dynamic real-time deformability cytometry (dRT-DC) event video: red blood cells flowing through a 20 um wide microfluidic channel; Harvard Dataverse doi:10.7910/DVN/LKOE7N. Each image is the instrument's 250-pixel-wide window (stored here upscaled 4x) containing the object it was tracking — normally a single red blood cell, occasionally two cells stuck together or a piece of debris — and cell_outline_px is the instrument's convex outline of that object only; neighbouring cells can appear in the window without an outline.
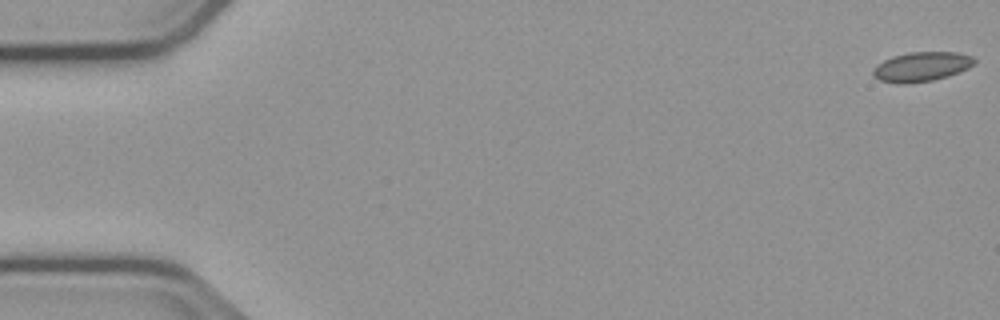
{"species": "common noctule bat (a hibernating species)", "species_latin": "Nyctalus noctula", "temperature_condition": "cold", "stored_images_in_passage": 55, "camera_frame_rate_fps": 3000, "um_per_image_px": 0.085, "animal": {"sex": "male", "body_mass_g": 23.1, "forearm_length_mm": 52.7}, "frame": {"image": 1, "passage_image": 1, "time_ms": 0.0, "image_size_px": [1000, 320], "cell_outline_px": [[976, 60], [968, 68], [948, 76], [932, 80], [904, 84], [880, 80], [872, 76], [872, 68], [876, 64], [892, 56], [908, 52], [956, 52], [972, 56]], "centroid_in_image_um": [78.28, 5.66], "position_along_channel_um": 6.7, "area_um2": 17.4}}
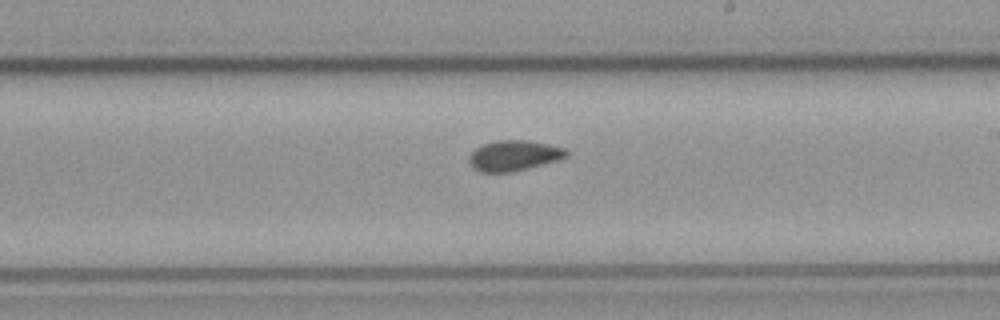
{"frame": {"image": 2, "passage_image": 32, "time_ms": 10.333, "image_size_px": [1000, 320], "cell_outline_px": [[568, 156], [556, 160], [508, 172], [480, 172], [472, 168], [468, 160], [472, 152], [476, 148], [484, 144], [496, 140], [528, 140], [548, 144], [564, 148], [568, 152]], "centroid_in_image_um": [43.64, 13.21], "position_along_channel_um": 245.4, "area_um2": 16.94}}
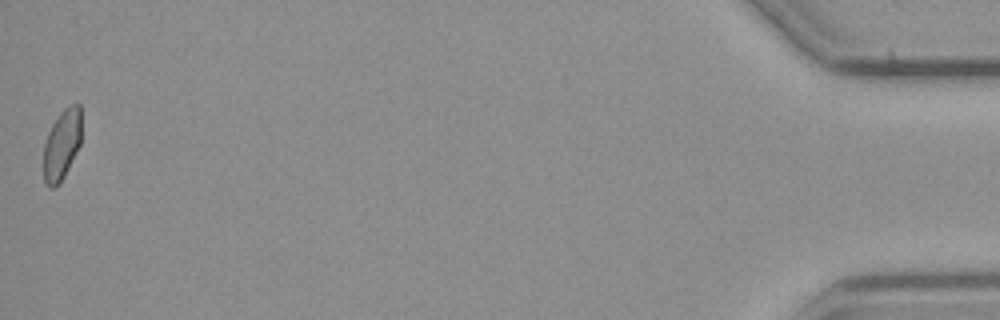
{"frame": {"image": 3, "passage_image": 55, "time_ms": 18.0, "image_size_px": [1000, 320], "cell_outline_px": [[80, 144], [60, 184], [52, 188], [48, 188], [44, 180], [44, 144], [48, 132], [52, 124], [60, 112], [64, 108], [72, 104], [80, 104]], "centroid_in_image_um": [5.24, 12.3], "position_along_channel_um": 430.0, "area_um2": 15.37}, "authors_computed_cell_mechanics": {"area_um2": 16.6464, "velocity_mm_per_s": 3.7532, "shape_relaxation_time_tau1_ms": null, "shape_relaxation_time_tau2_ms": 2.0982, "deformation_change_tau1": null, "deformation_change_tau2": 0.0451}}